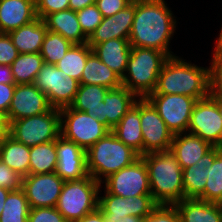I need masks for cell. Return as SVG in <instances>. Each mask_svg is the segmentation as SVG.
<instances>
[{
	"instance_id": "1",
	"label": "cell",
	"mask_w": 222,
	"mask_h": 222,
	"mask_svg": "<svg viewBox=\"0 0 222 222\" xmlns=\"http://www.w3.org/2000/svg\"><path fill=\"white\" fill-rule=\"evenodd\" d=\"M176 19L164 0H135V14L129 42L131 47L156 49L175 56L170 40L176 30Z\"/></svg>"
},
{
	"instance_id": "2",
	"label": "cell",
	"mask_w": 222,
	"mask_h": 222,
	"mask_svg": "<svg viewBox=\"0 0 222 222\" xmlns=\"http://www.w3.org/2000/svg\"><path fill=\"white\" fill-rule=\"evenodd\" d=\"M150 94H180L204 99L210 95V67H200L171 56L164 63Z\"/></svg>"
},
{
	"instance_id": "3",
	"label": "cell",
	"mask_w": 222,
	"mask_h": 222,
	"mask_svg": "<svg viewBox=\"0 0 222 222\" xmlns=\"http://www.w3.org/2000/svg\"><path fill=\"white\" fill-rule=\"evenodd\" d=\"M140 157L147 166L151 195L158 205H174L185 198L183 169L170 150Z\"/></svg>"
},
{
	"instance_id": "4",
	"label": "cell",
	"mask_w": 222,
	"mask_h": 222,
	"mask_svg": "<svg viewBox=\"0 0 222 222\" xmlns=\"http://www.w3.org/2000/svg\"><path fill=\"white\" fill-rule=\"evenodd\" d=\"M139 158L136 151L126 146L110 131L86 150L87 172L102 183L110 174L131 165Z\"/></svg>"
},
{
	"instance_id": "5",
	"label": "cell",
	"mask_w": 222,
	"mask_h": 222,
	"mask_svg": "<svg viewBox=\"0 0 222 222\" xmlns=\"http://www.w3.org/2000/svg\"><path fill=\"white\" fill-rule=\"evenodd\" d=\"M169 56L156 49L131 47L122 86L138 98H146L156 87L158 76Z\"/></svg>"
},
{
	"instance_id": "6",
	"label": "cell",
	"mask_w": 222,
	"mask_h": 222,
	"mask_svg": "<svg viewBox=\"0 0 222 222\" xmlns=\"http://www.w3.org/2000/svg\"><path fill=\"white\" fill-rule=\"evenodd\" d=\"M102 184L90 175L81 180L65 181L56 209L65 220L77 221L98 208Z\"/></svg>"
},
{
	"instance_id": "7",
	"label": "cell",
	"mask_w": 222,
	"mask_h": 222,
	"mask_svg": "<svg viewBox=\"0 0 222 222\" xmlns=\"http://www.w3.org/2000/svg\"><path fill=\"white\" fill-rule=\"evenodd\" d=\"M9 134L27 147L57 140L61 135L60 111L52 108L40 115L13 120Z\"/></svg>"
},
{
	"instance_id": "8",
	"label": "cell",
	"mask_w": 222,
	"mask_h": 222,
	"mask_svg": "<svg viewBox=\"0 0 222 222\" xmlns=\"http://www.w3.org/2000/svg\"><path fill=\"white\" fill-rule=\"evenodd\" d=\"M61 135L85 151L111 130L86 112L70 106L59 109Z\"/></svg>"
},
{
	"instance_id": "9",
	"label": "cell",
	"mask_w": 222,
	"mask_h": 222,
	"mask_svg": "<svg viewBox=\"0 0 222 222\" xmlns=\"http://www.w3.org/2000/svg\"><path fill=\"white\" fill-rule=\"evenodd\" d=\"M47 95L53 108L70 106L79 88V81L69 77L55 65L44 63L33 83Z\"/></svg>"
},
{
	"instance_id": "10",
	"label": "cell",
	"mask_w": 222,
	"mask_h": 222,
	"mask_svg": "<svg viewBox=\"0 0 222 222\" xmlns=\"http://www.w3.org/2000/svg\"><path fill=\"white\" fill-rule=\"evenodd\" d=\"M146 99L173 135L187 132L192 109L197 101L195 98L180 94H149Z\"/></svg>"
},
{
	"instance_id": "11",
	"label": "cell",
	"mask_w": 222,
	"mask_h": 222,
	"mask_svg": "<svg viewBox=\"0 0 222 222\" xmlns=\"http://www.w3.org/2000/svg\"><path fill=\"white\" fill-rule=\"evenodd\" d=\"M187 132L201 137L213 147L222 148V119L218 110L217 98L209 95L196 101Z\"/></svg>"
},
{
	"instance_id": "12",
	"label": "cell",
	"mask_w": 222,
	"mask_h": 222,
	"mask_svg": "<svg viewBox=\"0 0 222 222\" xmlns=\"http://www.w3.org/2000/svg\"><path fill=\"white\" fill-rule=\"evenodd\" d=\"M101 184H105L103 186L108 193L124 198L151 195L147 166L141 157L110 174Z\"/></svg>"
},
{
	"instance_id": "13",
	"label": "cell",
	"mask_w": 222,
	"mask_h": 222,
	"mask_svg": "<svg viewBox=\"0 0 222 222\" xmlns=\"http://www.w3.org/2000/svg\"><path fill=\"white\" fill-rule=\"evenodd\" d=\"M140 126L143 134V155L171 149L174 135L146 98H140Z\"/></svg>"
},
{
	"instance_id": "14",
	"label": "cell",
	"mask_w": 222,
	"mask_h": 222,
	"mask_svg": "<svg viewBox=\"0 0 222 222\" xmlns=\"http://www.w3.org/2000/svg\"><path fill=\"white\" fill-rule=\"evenodd\" d=\"M104 193L102 197L101 193L98 194V209L109 222H117L125 216L144 218L158 206L152 195L124 198L108 193L105 189Z\"/></svg>"
},
{
	"instance_id": "15",
	"label": "cell",
	"mask_w": 222,
	"mask_h": 222,
	"mask_svg": "<svg viewBox=\"0 0 222 222\" xmlns=\"http://www.w3.org/2000/svg\"><path fill=\"white\" fill-rule=\"evenodd\" d=\"M64 182L55 172L24 176L22 190L30 208L56 207Z\"/></svg>"
},
{
	"instance_id": "16",
	"label": "cell",
	"mask_w": 222,
	"mask_h": 222,
	"mask_svg": "<svg viewBox=\"0 0 222 222\" xmlns=\"http://www.w3.org/2000/svg\"><path fill=\"white\" fill-rule=\"evenodd\" d=\"M53 107L47 95L32 84H16L7 113L9 121L43 114Z\"/></svg>"
},
{
	"instance_id": "17",
	"label": "cell",
	"mask_w": 222,
	"mask_h": 222,
	"mask_svg": "<svg viewBox=\"0 0 222 222\" xmlns=\"http://www.w3.org/2000/svg\"><path fill=\"white\" fill-rule=\"evenodd\" d=\"M56 174L64 181L81 180L88 176L86 151L60 135L56 140Z\"/></svg>"
},
{
	"instance_id": "18",
	"label": "cell",
	"mask_w": 222,
	"mask_h": 222,
	"mask_svg": "<svg viewBox=\"0 0 222 222\" xmlns=\"http://www.w3.org/2000/svg\"><path fill=\"white\" fill-rule=\"evenodd\" d=\"M134 14L135 0L116 14L103 17L102 22L88 38V45L93 48L96 44L111 39H129Z\"/></svg>"
},
{
	"instance_id": "19",
	"label": "cell",
	"mask_w": 222,
	"mask_h": 222,
	"mask_svg": "<svg viewBox=\"0 0 222 222\" xmlns=\"http://www.w3.org/2000/svg\"><path fill=\"white\" fill-rule=\"evenodd\" d=\"M138 99L124 86L109 89L102 101L100 122L112 130Z\"/></svg>"
},
{
	"instance_id": "20",
	"label": "cell",
	"mask_w": 222,
	"mask_h": 222,
	"mask_svg": "<svg viewBox=\"0 0 222 222\" xmlns=\"http://www.w3.org/2000/svg\"><path fill=\"white\" fill-rule=\"evenodd\" d=\"M35 19V0H0V28L3 33H9Z\"/></svg>"
},
{
	"instance_id": "21",
	"label": "cell",
	"mask_w": 222,
	"mask_h": 222,
	"mask_svg": "<svg viewBox=\"0 0 222 222\" xmlns=\"http://www.w3.org/2000/svg\"><path fill=\"white\" fill-rule=\"evenodd\" d=\"M212 148L213 146L201 137L186 132L173 136L170 151L184 169L197 164L198 160Z\"/></svg>"
},
{
	"instance_id": "22",
	"label": "cell",
	"mask_w": 222,
	"mask_h": 222,
	"mask_svg": "<svg viewBox=\"0 0 222 222\" xmlns=\"http://www.w3.org/2000/svg\"><path fill=\"white\" fill-rule=\"evenodd\" d=\"M92 50L106 66L123 78L131 54L129 39H111L96 44Z\"/></svg>"
},
{
	"instance_id": "23",
	"label": "cell",
	"mask_w": 222,
	"mask_h": 222,
	"mask_svg": "<svg viewBox=\"0 0 222 222\" xmlns=\"http://www.w3.org/2000/svg\"><path fill=\"white\" fill-rule=\"evenodd\" d=\"M174 206L180 222H222V204L184 198Z\"/></svg>"
},
{
	"instance_id": "24",
	"label": "cell",
	"mask_w": 222,
	"mask_h": 222,
	"mask_svg": "<svg viewBox=\"0 0 222 222\" xmlns=\"http://www.w3.org/2000/svg\"><path fill=\"white\" fill-rule=\"evenodd\" d=\"M126 146L143 155V134L140 126V98L111 130Z\"/></svg>"
},
{
	"instance_id": "25",
	"label": "cell",
	"mask_w": 222,
	"mask_h": 222,
	"mask_svg": "<svg viewBox=\"0 0 222 222\" xmlns=\"http://www.w3.org/2000/svg\"><path fill=\"white\" fill-rule=\"evenodd\" d=\"M47 29L58 33L73 44L88 43V37L83 33L76 11L66 9L47 15L44 19Z\"/></svg>"
},
{
	"instance_id": "26",
	"label": "cell",
	"mask_w": 222,
	"mask_h": 222,
	"mask_svg": "<svg viewBox=\"0 0 222 222\" xmlns=\"http://www.w3.org/2000/svg\"><path fill=\"white\" fill-rule=\"evenodd\" d=\"M220 149L221 147H213L198 160L197 164L182 170L185 198H198L204 192L208 177L207 168L213 164Z\"/></svg>"
},
{
	"instance_id": "27",
	"label": "cell",
	"mask_w": 222,
	"mask_h": 222,
	"mask_svg": "<svg viewBox=\"0 0 222 222\" xmlns=\"http://www.w3.org/2000/svg\"><path fill=\"white\" fill-rule=\"evenodd\" d=\"M48 29L43 19L37 18L33 22L9 32L13 45L19 54L40 53L44 37Z\"/></svg>"
},
{
	"instance_id": "28",
	"label": "cell",
	"mask_w": 222,
	"mask_h": 222,
	"mask_svg": "<svg viewBox=\"0 0 222 222\" xmlns=\"http://www.w3.org/2000/svg\"><path fill=\"white\" fill-rule=\"evenodd\" d=\"M79 83L115 89L122 86V78L92 52L87 58Z\"/></svg>"
},
{
	"instance_id": "29",
	"label": "cell",
	"mask_w": 222,
	"mask_h": 222,
	"mask_svg": "<svg viewBox=\"0 0 222 222\" xmlns=\"http://www.w3.org/2000/svg\"><path fill=\"white\" fill-rule=\"evenodd\" d=\"M108 90V88L101 85L80 84L70 107L78 111L86 112L100 121L102 101H104Z\"/></svg>"
},
{
	"instance_id": "30",
	"label": "cell",
	"mask_w": 222,
	"mask_h": 222,
	"mask_svg": "<svg viewBox=\"0 0 222 222\" xmlns=\"http://www.w3.org/2000/svg\"><path fill=\"white\" fill-rule=\"evenodd\" d=\"M29 155L30 147L10 135L0 146V160L23 177L29 175Z\"/></svg>"
},
{
	"instance_id": "31",
	"label": "cell",
	"mask_w": 222,
	"mask_h": 222,
	"mask_svg": "<svg viewBox=\"0 0 222 222\" xmlns=\"http://www.w3.org/2000/svg\"><path fill=\"white\" fill-rule=\"evenodd\" d=\"M29 174L56 172V140L30 147Z\"/></svg>"
},
{
	"instance_id": "32",
	"label": "cell",
	"mask_w": 222,
	"mask_h": 222,
	"mask_svg": "<svg viewBox=\"0 0 222 222\" xmlns=\"http://www.w3.org/2000/svg\"><path fill=\"white\" fill-rule=\"evenodd\" d=\"M92 52L93 50L88 43L74 44L55 66L69 77L80 82L87 58Z\"/></svg>"
},
{
	"instance_id": "33",
	"label": "cell",
	"mask_w": 222,
	"mask_h": 222,
	"mask_svg": "<svg viewBox=\"0 0 222 222\" xmlns=\"http://www.w3.org/2000/svg\"><path fill=\"white\" fill-rule=\"evenodd\" d=\"M44 60L40 53L18 54L10 65L15 84H32L39 73Z\"/></svg>"
},
{
	"instance_id": "34",
	"label": "cell",
	"mask_w": 222,
	"mask_h": 222,
	"mask_svg": "<svg viewBox=\"0 0 222 222\" xmlns=\"http://www.w3.org/2000/svg\"><path fill=\"white\" fill-rule=\"evenodd\" d=\"M29 211L30 205L24 191H10L0 215V222H28Z\"/></svg>"
},
{
	"instance_id": "35",
	"label": "cell",
	"mask_w": 222,
	"mask_h": 222,
	"mask_svg": "<svg viewBox=\"0 0 222 222\" xmlns=\"http://www.w3.org/2000/svg\"><path fill=\"white\" fill-rule=\"evenodd\" d=\"M207 174L204 192L197 199L222 204V148L217 152L213 164L207 168Z\"/></svg>"
},
{
	"instance_id": "36",
	"label": "cell",
	"mask_w": 222,
	"mask_h": 222,
	"mask_svg": "<svg viewBox=\"0 0 222 222\" xmlns=\"http://www.w3.org/2000/svg\"><path fill=\"white\" fill-rule=\"evenodd\" d=\"M74 44L58 33L47 31L40 54L46 64L55 65Z\"/></svg>"
},
{
	"instance_id": "37",
	"label": "cell",
	"mask_w": 222,
	"mask_h": 222,
	"mask_svg": "<svg viewBox=\"0 0 222 222\" xmlns=\"http://www.w3.org/2000/svg\"><path fill=\"white\" fill-rule=\"evenodd\" d=\"M76 15L83 33L89 38L98 25L102 22L103 16L96 4L77 10Z\"/></svg>"
},
{
	"instance_id": "38",
	"label": "cell",
	"mask_w": 222,
	"mask_h": 222,
	"mask_svg": "<svg viewBox=\"0 0 222 222\" xmlns=\"http://www.w3.org/2000/svg\"><path fill=\"white\" fill-rule=\"evenodd\" d=\"M210 67V95L222 99V52H214Z\"/></svg>"
},
{
	"instance_id": "39",
	"label": "cell",
	"mask_w": 222,
	"mask_h": 222,
	"mask_svg": "<svg viewBox=\"0 0 222 222\" xmlns=\"http://www.w3.org/2000/svg\"><path fill=\"white\" fill-rule=\"evenodd\" d=\"M142 222H180V217L174 205H158Z\"/></svg>"
},
{
	"instance_id": "40",
	"label": "cell",
	"mask_w": 222,
	"mask_h": 222,
	"mask_svg": "<svg viewBox=\"0 0 222 222\" xmlns=\"http://www.w3.org/2000/svg\"><path fill=\"white\" fill-rule=\"evenodd\" d=\"M64 216L56 207L30 208L28 222H65Z\"/></svg>"
},
{
	"instance_id": "41",
	"label": "cell",
	"mask_w": 222,
	"mask_h": 222,
	"mask_svg": "<svg viewBox=\"0 0 222 222\" xmlns=\"http://www.w3.org/2000/svg\"><path fill=\"white\" fill-rule=\"evenodd\" d=\"M22 180L18 172L13 171L9 166H7L3 161L0 160V187L10 190L18 191L22 189Z\"/></svg>"
},
{
	"instance_id": "42",
	"label": "cell",
	"mask_w": 222,
	"mask_h": 222,
	"mask_svg": "<svg viewBox=\"0 0 222 222\" xmlns=\"http://www.w3.org/2000/svg\"><path fill=\"white\" fill-rule=\"evenodd\" d=\"M37 18L69 9V0H35Z\"/></svg>"
},
{
	"instance_id": "43",
	"label": "cell",
	"mask_w": 222,
	"mask_h": 222,
	"mask_svg": "<svg viewBox=\"0 0 222 222\" xmlns=\"http://www.w3.org/2000/svg\"><path fill=\"white\" fill-rule=\"evenodd\" d=\"M18 54L9 34L3 33L0 36V65H11Z\"/></svg>"
},
{
	"instance_id": "44",
	"label": "cell",
	"mask_w": 222,
	"mask_h": 222,
	"mask_svg": "<svg viewBox=\"0 0 222 222\" xmlns=\"http://www.w3.org/2000/svg\"><path fill=\"white\" fill-rule=\"evenodd\" d=\"M133 0H96L98 10L103 17H110L126 8Z\"/></svg>"
},
{
	"instance_id": "45",
	"label": "cell",
	"mask_w": 222,
	"mask_h": 222,
	"mask_svg": "<svg viewBox=\"0 0 222 222\" xmlns=\"http://www.w3.org/2000/svg\"><path fill=\"white\" fill-rule=\"evenodd\" d=\"M16 84L0 83V111L8 113Z\"/></svg>"
},
{
	"instance_id": "46",
	"label": "cell",
	"mask_w": 222,
	"mask_h": 222,
	"mask_svg": "<svg viewBox=\"0 0 222 222\" xmlns=\"http://www.w3.org/2000/svg\"><path fill=\"white\" fill-rule=\"evenodd\" d=\"M10 121L8 115L0 111V146L5 142L10 135Z\"/></svg>"
},
{
	"instance_id": "47",
	"label": "cell",
	"mask_w": 222,
	"mask_h": 222,
	"mask_svg": "<svg viewBox=\"0 0 222 222\" xmlns=\"http://www.w3.org/2000/svg\"><path fill=\"white\" fill-rule=\"evenodd\" d=\"M0 83L15 84L10 65H0Z\"/></svg>"
},
{
	"instance_id": "48",
	"label": "cell",
	"mask_w": 222,
	"mask_h": 222,
	"mask_svg": "<svg viewBox=\"0 0 222 222\" xmlns=\"http://www.w3.org/2000/svg\"><path fill=\"white\" fill-rule=\"evenodd\" d=\"M105 219V215L97 208L94 212L77 220V222H105Z\"/></svg>"
},
{
	"instance_id": "49",
	"label": "cell",
	"mask_w": 222,
	"mask_h": 222,
	"mask_svg": "<svg viewBox=\"0 0 222 222\" xmlns=\"http://www.w3.org/2000/svg\"><path fill=\"white\" fill-rule=\"evenodd\" d=\"M95 3L96 0H69V9L77 11Z\"/></svg>"
},
{
	"instance_id": "50",
	"label": "cell",
	"mask_w": 222,
	"mask_h": 222,
	"mask_svg": "<svg viewBox=\"0 0 222 222\" xmlns=\"http://www.w3.org/2000/svg\"><path fill=\"white\" fill-rule=\"evenodd\" d=\"M9 192H10V190L0 187V215L3 211L4 203H5L6 197L9 194Z\"/></svg>"
},
{
	"instance_id": "51",
	"label": "cell",
	"mask_w": 222,
	"mask_h": 222,
	"mask_svg": "<svg viewBox=\"0 0 222 222\" xmlns=\"http://www.w3.org/2000/svg\"><path fill=\"white\" fill-rule=\"evenodd\" d=\"M105 222H109L105 219ZM117 222H142V218L136 217V216H125L120 218Z\"/></svg>"
},
{
	"instance_id": "52",
	"label": "cell",
	"mask_w": 222,
	"mask_h": 222,
	"mask_svg": "<svg viewBox=\"0 0 222 222\" xmlns=\"http://www.w3.org/2000/svg\"><path fill=\"white\" fill-rule=\"evenodd\" d=\"M218 36L219 37L216 39L214 52H222V27Z\"/></svg>"
},
{
	"instance_id": "53",
	"label": "cell",
	"mask_w": 222,
	"mask_h": 222,
	"mask_svg": "<svg viewBox=\"0 0 222 222\" xmlns=\"http://www.w3.org/2000/svg\"><path fill=\"white\" fill-rule=\"evenodd\" d=\"M217 105H218V110L222 119V99L221 98H217Z\"/></svg>"
},
{
	"instance_id": "54",
	"label": "cell",
	"mask_w": 222,
	"mask_h": 222,
	"mask_svg": "<svg viewBox=\"0 0 222 222\" xmlns=\"http://www.w3.org/2000/svg\"><path fill=\"white\" fill-rule=\"evenodd\" d=\"M65 222H77V221H72V220H66Z\"/></svg>"
}]
</instances>
